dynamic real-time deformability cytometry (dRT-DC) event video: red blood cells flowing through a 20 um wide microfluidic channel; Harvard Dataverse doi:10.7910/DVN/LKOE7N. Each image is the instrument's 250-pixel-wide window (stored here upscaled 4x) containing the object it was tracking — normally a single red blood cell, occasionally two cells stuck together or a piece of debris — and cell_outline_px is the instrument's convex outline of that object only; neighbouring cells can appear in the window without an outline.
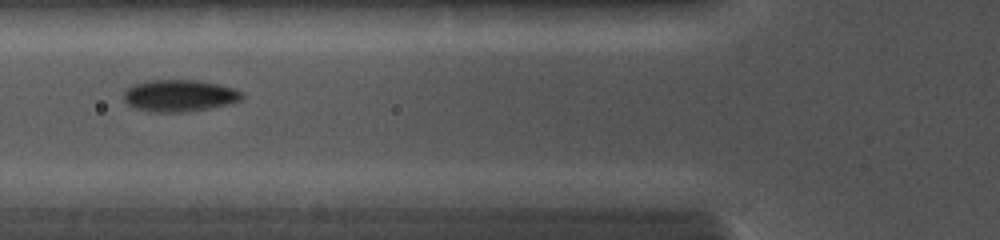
{"species": "common noctule bat (a hibernating species)", "species_latin": "Nyctalus noctula", "temperature_condition": "cold", "stored_images_in_passage": 10, "camera_frame_rate_fps": 5000, "um_per_image_px": 0.085, "animal": {"sex": "female", "body_mass_g": 19.0, "forearm_length_mm": 56.7}, "frame": {"image": 1, "passage_image": 7, "time_ms": 5.0, "image_size_px": [1000, 240], "cell_outline_px": [[244, 96], [240, 100], [228, 104], [208, 108], [184, 112], [148, 112], [136, 108], [128, 104], [124, 100], [124, 88], [136, 84], [152, 80], [196, 80], [220, 84], [232, 88], [240, 92]], "centroid_in_image_um": [15.22, 8.13], "position_along_channel_um": 110.6, "area_um2": 21.85}}
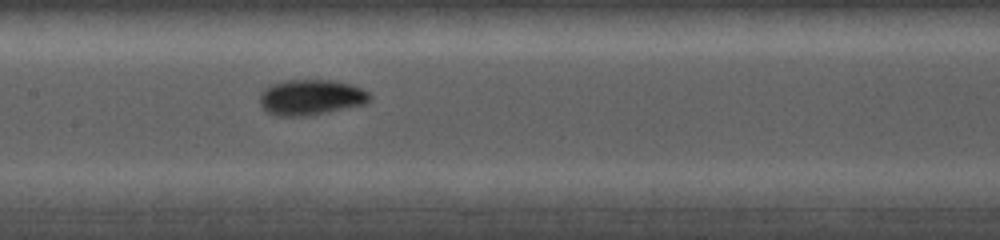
{"frame": {"image": 2, "passage_image": 9, "time_ms": 6.6, "image_size_px": [1000, 240], "cell_outline_px": [[372, 100], [364, 104], [308, 116], [276, 116], [268, 112], [260, 104], [260, 92], [268, 84], [284, 80], [332, 80], [352, 84], [368, 92], [372, 96]], "centroid_in_image_um": [26.41, 8.26], "position_along_channel_um": 181.0, "area_um2": 23.0}}
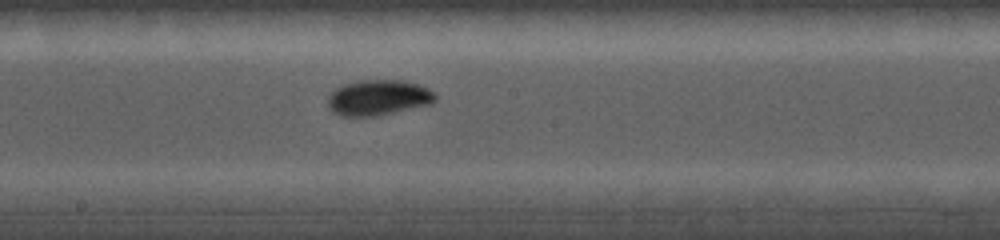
{"frame": {"image": 3, "passage_image": 10, "time_ms": 7.4, "image_size_px": [1000, 240], "cell_outline_px": [[436, 100], [432, 104], [376, 116], [340, 116], [332, 112], [328, 108], [328, 96], [336, 88], [344, 84], [360, 80], [404, 80], [428, 88], [436, 92]], "centroid_in_image_um": [32.16, 8.3], "position_along_channel_um": 216.0, "area_um2": 22.43}}